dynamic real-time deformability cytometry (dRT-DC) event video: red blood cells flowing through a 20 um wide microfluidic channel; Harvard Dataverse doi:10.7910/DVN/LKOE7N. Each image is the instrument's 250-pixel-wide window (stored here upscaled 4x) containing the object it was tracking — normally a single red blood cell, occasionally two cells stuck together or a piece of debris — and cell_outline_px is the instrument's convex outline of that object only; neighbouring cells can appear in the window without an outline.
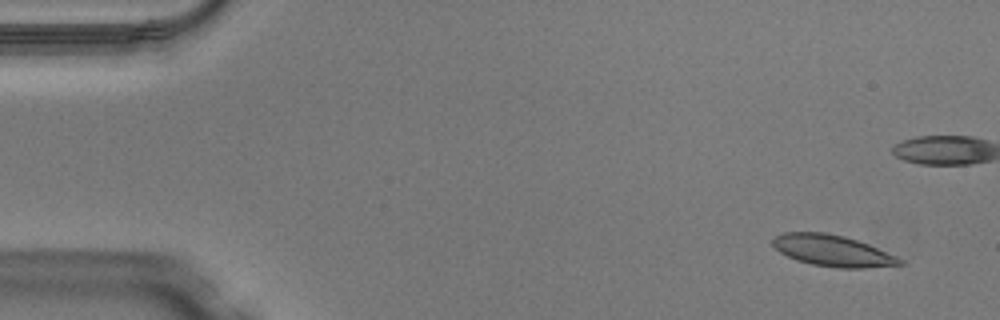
{"species": "Egyptian fruit bat (a non-hibernating species)", "species_latin": "Rousettus aegyptiacus", "temperature_condition": "warm", "stored_images_in_passage": 51, "camera_frame_rate_fps": 3000, "um_per_image_px": 0.085, "animal": {"sex": "male"}, "frame": {"image": 1, "passage_image": 4, "time_ms": 1.0, "image_size_px": [1000, 320], "cell_outline_px": [[904, 264], [864, 268], [840, 268], [812, 264], [796, 260], [780, 252], [772, 244], [772, 240], [776, 236], [784, 232], [824, 232], [844, 236], [868, 244], [896, 256], [904, 260]], "centroid_in_image_um": [70.77, 21.31], "position_along_channel_um": 14.2, "area_um2": 23.0}}
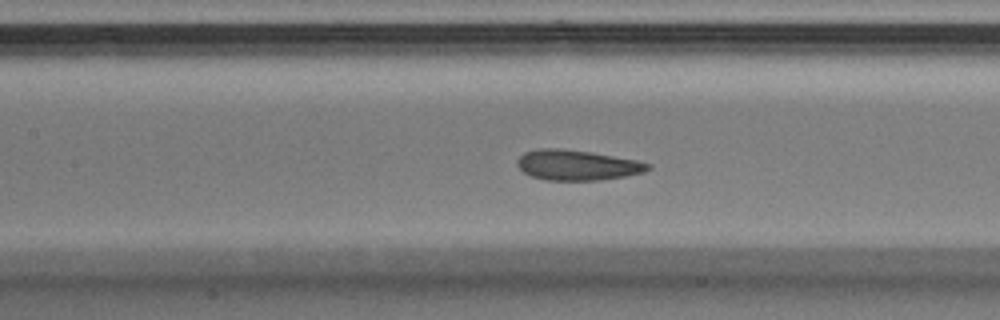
{"frame": {"image": 2, "passage_image": 23, "time_ms": 7.333, "image_size_px": [1000, 320], "cell_outline_px": [[652, 168], [644, 172], [624, 176], [600, 180], [548, 180], [532, 176], [524, 172], [516, 164], [516, 160], [524, 152], [540, 148], [564, 148], [592, 152], [636, 160], [652, 164]], "centroid_in_image_um": [49.06, 14.02], "position_along_channel_um": 158.3, "area_um2": 23.12}}
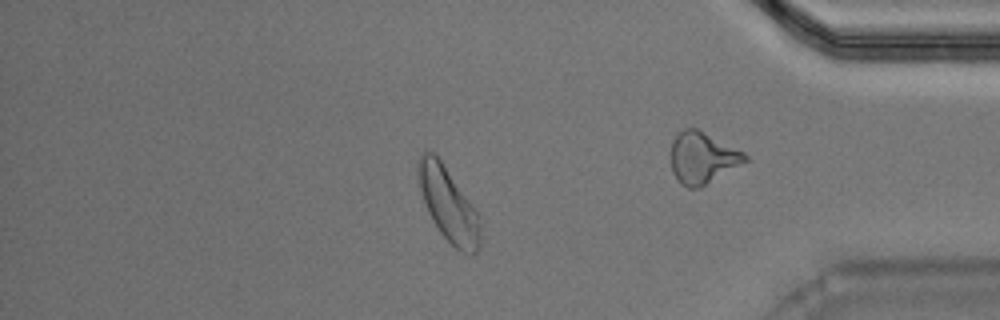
{"frame": {"image": 3, "passage_image": 43, "time_ms": 14.0, "image_size_px": [1000, 320], "cell_outline_px": [[480, 248], [472, 256], [468, 256], [460, 252], [440, 232], [432, 220], [428, 212], [416, 176], [416, 160], [424, 152], [432, 152], [440, 160], [472, 204], [480, 216]], "centroid_in_image_um": [38.11, 17.41], "position_along_channel_um": 397.1, "area_um2": 26.7}, "authors_computed_cell_mechanics": {"area_um2": 23.409, "velocity_mm_per_s": 4.0628, "shape_relaxation_time_tau1_ms": 4.0105, "shape_relaxation_time_tau2_ms": 1.3873, "deformation_change_tau1": 0.118, "deformation_change_tau2": 0.071}}